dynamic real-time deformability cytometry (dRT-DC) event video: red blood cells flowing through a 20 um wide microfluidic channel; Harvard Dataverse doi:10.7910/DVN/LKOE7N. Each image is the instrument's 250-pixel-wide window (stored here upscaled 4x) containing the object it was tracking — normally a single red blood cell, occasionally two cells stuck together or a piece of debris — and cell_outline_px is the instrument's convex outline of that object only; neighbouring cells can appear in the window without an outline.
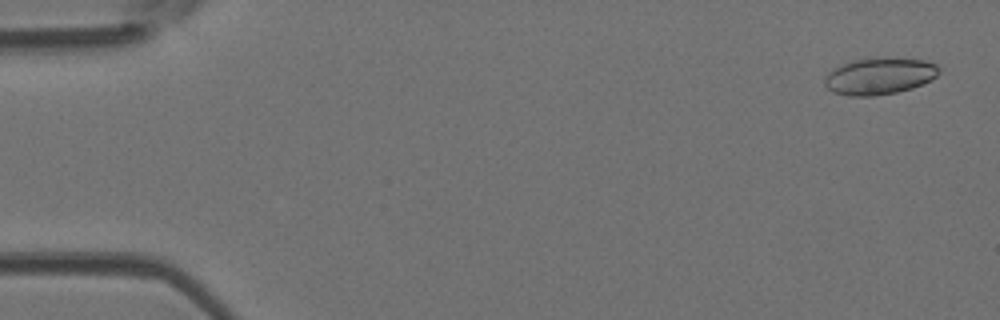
{"species": "Egyptian fruit bat (a non-hibernating species)", "species_latin": "Rousettus aegyptiacus", "temperature_condition": "room temperature", "stored_images_in_passage": 49, "camera_frame_rate_fps": 3000, "um_per_image_px": 0.085, "animal": {"sex": "female"}, "frame": {"image": 1, "passage_image": 2, "time_ms": 0.333, "image_size_px": [1000, 320], "cell_outline_px": [[940, 72], [932, 80], [912, 88], [896, 92], [872, 96], [848, 96], [832, 92], [824, 84], [824, 76], [832, 68], [852, 60], [868, 56], [884, 56], [924, 60], [936, 64], [940, 68]], "centroid_in_image_um": [74.73, 6.43], "position_along_channel_um": 10.3, "area_um2": 25.2}}
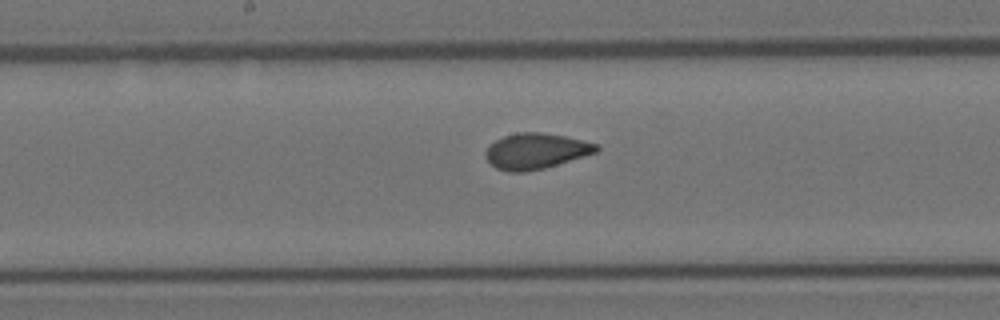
{"frame": {"image": 2, "passage_image": 26, "time_ms": 8.333, "image_size_px": [1000, 320], "cell_outline_px": [[600, 148], [596, 152], [584, 156], [544, 168], [524, 172], [508, 172], [496, 168], [484, 156], [484, 152], [496, 140], [504, 136], [516, 132], [540, 132], [564, 136], [596, 144]], "centroid_in_image_um": [45.51, 12.84], "position_along_channel_um": 202.7, "area_um2": 22.77}}
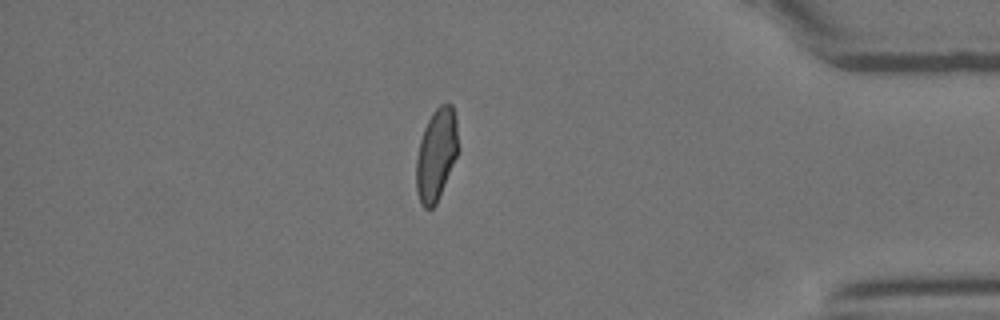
{"frame": {"image": 3, "passage_image": 43, "time_ms": 14.0, "image_size_px": [1000, 320], "cell_outline_px": [[460, 148], [436, 204], [432, 208], [424, 208], [420, 204], [416, 192], [416, 160], [420, 140], [424, 128], [432, 112], [440, 104], [452, 104], [456, 120]], "centroid_in_image_um": [37.09, 13.14], "position_along_channel_um": 398.1, "area_um2": 22.66}, "authors_computed_cell_mechanics": {"area_um2": 23.2356, "velocity_mm_per_s": 4.0538, "shape_relaxation_time_tau1_ms": 6.4877, "shape_relaxation_time_tau2_ms": 0.9291, "deformation_change_tau1": 0.153, "deformation_change_tau2": 0.0499}}